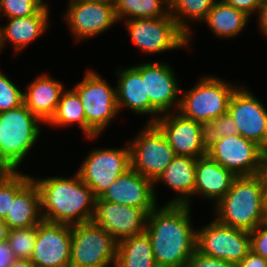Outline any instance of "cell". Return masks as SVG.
Returning <instances> with one entry per match:
<instances>
[{"instance_id": "cell-35", "label": "cell", "mask_w": 267, "mask_h": 267, "mask_svg": "<svg viewBox=\"0 0 267 267\" xmlns=\"http://www.w3.org/2000/svg\"><path fill=\"white\" fill-rule=\"evenodd\" d=\"M40 9L33 0H0V17H27L35 15Z\"/></svg>"}, {"instance_id": "cell-12", "label": "cell", "mask_w": 267, "mask_h": 267, "mask_svg": "<svg viewBox=\"0 0 267 267\" xmlns=\"http://www.w3.org/2000/svg\"><path fill=\"white\" fill-rule=\"evenodd\" d=\"M133 67L145 79L146 95L151 105L161 115L177 112L181 89L173 67L162 61L142 62Z\"/></svg>"}, {"instance_id": "cell-28", "label": "cell", "mask_w": 267, "mask_h": 267, "mask_svg": "<svg viewBox=\"0 0 267 267\" xmlns=\"http://www.w3.org/2000/svg\"><path fill=\"white\" fill-rule=\"evenodd\" d=\"M114 267H157L146 232L118 241Z\"/></svg>"}, {"instance_id": "cell-1", "label": "cell", "mask_w": 267, "mask_h": 267, "mask_svg": "<svg viewBox=\"0 0 267 267\" xmlns=\"http://www.w3.org/2000/svg\"><path fill=\"white\" fill-rule=\"evenodd\" d=\"M191 210L189 205L165 204L148 213L145 232L157 267H185L196 251Z\"/></svg>"}, {"instance_id": "cell-19", "label": "cell", "mask_w": 267, "mask_h": 267, "mask_svg": "<svg viewBox=\"0 0 267 267\" xmlns=\"http://www.w3.org/2000/svg\"><path fill=\"white\" fill-rule=\"evenodd\" d=\"M154 123L163 132L176 156L199 158L207 154L201 143L199 122L175 111L162 114Z\"/></svg>"}, {"instance_id": "cell-23", "label": "cell", "mask_w": 267, "mask_h": 267, "mask_svg": "<svg viewBox=\"0 0 267 267\" xmlns=\"http://www.w3.org/2000/svg\"><path fill=\"white\" fill-rule=\"evenodd\" d=\"M236 177L207 154L201 156L196 161L194 196L201 195L204 199L213 200L215 205L230 190Z\"/></svg>"}, {"instance_id": "cell-18", "label": "cell", "mask_w": 267, "mask_h": 267, "mask_svg": "<svg viewBox=\"0 0 267 267\" xmlns=\"http://www.w3.org/2000/svg\"><path fill=\"white\" fill-rule=\"evenodd\" d=\"M116 204L137 207L151 212L157 205L154 183L130 167L99 197Z\"/></svg>"}, {"instance_id": "cell-33", "label": "cell", "mask_w": 267, "mask_h": 267, "mask_svg": "<svg viewBox=\"0 0 267 267\" xmlns=\"http://www.w3.org/2000/svg\"><path fill=\"white\" fill-rule=\"evenodd\" d=\"M36 237L37 226L9 230L7 242L16 259L30 260Z\"/></svg>"}, {"instance_id": "cell-32", "label": "cell", "mask_w": 267, "mask_h": 267, "mask_svg": "<svg viewBox=\"0 0 267 267\" xmlns=\"http://www.w3.org/2000/svg\"><path fill=\"white\" fill-rule=\"evenodd\" d=\"M32 178L18 170H0V219L4 220L10 211L11 197Z\"/></svg>"}, {"instance_id": "cell-27", "label": "cell", "mask_w": 267, "mask_h": 267, "mask_svg": "<svg viewBox=\"0 0 267 267\" xmlns=\"http://www.w3.org/2000/svg\"><path fill=\"white\" fill-rule=\"evenodd\" d=\"M51 127H68L69 125H78L85 139L95 140L98 134L87 124L85 112L78 94L72 89H65L60 97L56 111L52 118L46 123Z\"/></svg>"}, {"instance_id": "cell-42", "label": "cell", "mask_w": 267, "mask_h": 267, "mask_svg": "<svg viewBox=\"0 0 267 267\" xmlns=\"http://www.w3.org/2000/svg\"><path fill=\"white\" fill-rule=\"evenodd\" d=\"M257 176L261 180H267V145L261 147L260 150L259 170Z\"/></svg>"}, {"instance_id": "cell-26", "label": "cell", "mask_w": 267, "mask_h": 267, "mask_svg": "<svg viewBox=\"0 0 267 267\" xmlns=\"http://www.w3.org/2000/svg\"><path fill=\"white\" fill-rule=\"evenodd\" d=\"M250 16L228 5L224 0H216L203 21L216 37L230 39L242 33Z\"/></svg>"}, {"instance_id": "cell-29", "label": "cell", "mask_w": 267, "mask_h": 267, "mask_svg": "<svg viewBox=\"0 0 267 267\" xmlns=\"http://www.w3.org/2000/svg\"><path fill=\"white\" fill-rule=\"evenodd\" d=\"M216 0H169V13L178 27L188 36V47L192 42L191 21L203 22ZM189 21V22H188Z\"/></svg>"}, {"instance_id": "cell-43", "label": "cell", "mask_w": 267, "mask_h": 267, "mask_svg": "<svg viewBox=\"0 0 267 267\" xmlns=\"http://www.w3.org/2000/svg\"><path fill=\"white\" fill-rule=\"evenodd\" d=\"M8 232V225L2 219H0V244L7 241Z\"/></svg>"}, {"instance_id": "cell-11", "label": "cell", "mask_w": 267, "mask_h": 267, "mask_svg": "<svg viewBox=\"0 0 267 267\" xmlns=\"http://www.w3.org/2000/svg\"><path fill=\"white\" fill-rule=\"evenodd\" d=\"M130 167V147L127 143L122 148L92 149L76 172L99 198Z\"/></svg>"}, {"instance_id": "cell-16", "label": "cell", "mask_w": 267, "mask_h": 267, "mask_svg": "<svg viewBox=\"0 0 267 267\" xmlns=\"http://www.w3.org/2000/svg\"><path fill=\"white\" fill-rule=\"evenodd\" d=\"M260 150L256 142L237 134L219 139L207 155L236 176H253L259 170Z\"/></svg>"}, {"instance_id": "cell-40", "label": "cell", "mask_w": 267, "mask_h": 267, "mask_svg": "<svg viewBox=\"0 0 267 267\" xmlns=\"http://www.w3.org/2000/svg\"><path fill=\"white\" fill-rule=\"evenodd\" d=\"M13 251L10 249L8 242L5 241L0 244V267H9L15 260Z\"/></svg>"}, {"instance_id": "cell-22", "label": "cell", "mask_w": 267, "mask_h": 267, "mask_svg": "<svg viewBox=\"0 0 267 267\" xmlns=\"http://www.w3.org/2000/svg\"><path fill=\"white\" fill-rule=\"evenodd\" d=\"M197 158L190 156H176L154 182V194L157 200L155 184L163 182L176 195L166 204L189 205L194 196L195 173Z\"/></svg>"}, {"instance_id": "cell-10", "label": "cell", "mask_w": 267, "mask_h": 267, "mask_svg": "<svg viewBox=\"0 0 267 267\" xmlns=\"http://www.w3.org/2000/svg\"><path fill=\"white\" fill-rule=\"evenodd\" d=\"M251 250L250 233L213 218L196 229V251L237 265Z\"/></svg>"}, {"instance_id": "cell-36", "label": "cell", "mask_w": 267, "mask_h": 267, "mask_svg": "<svg viewBox=\"0 0 267 267\" xmlns=\"http://www.w3.org/2000/svg\"><path fill=\"white\" fill-rule=\"evenodd\" d=\"M249 233L251 238V250L267 261V221L265 220Z\"/></svg>"}, {"instance_id": "cell-24", "label": "cell", "mask_w": 267, "mask_h": 267, "mask_svg": "<svg viewBox=\"0 0 267 267\" xmlns=\"http://www.w3.org/2000/svg\"><path fill=\"white\" fill-rule=\"evenodd\" d=\"M63 83L47 74L36 76L24 91V104L46 124L54 115L62 92L66 89Z\"/></svg>"}, {"instance_id": "cell-5", "label": "cell", "mask_w": 267, "mask_h": 267, "mask_svg": "<svg viewBox=\"0 0 267 267\" xmlns=\"http://www.w3.org/2000/svg\"><path fill=\"white\" fill-rule=\"evenodd\" d=\"M193 88L182 91L178 111L183 117L197 122L214 120L228 113L230 99L240 86L215 76L199 78ZM224 80V81H223Z\"/></svg>"}, {"instance_id": "cell-3", "label": "cell", "mask_w": 267, "mask_h": 267, "mask_svg": "<svg viewBox=\"0 0 267 267\" xmlns=\"http://www.w3.org/2000/svg\"><path fill=\"white\" fill-rule=\"evenodd\" d=\"M213 208L214 218L222 224L253 231L266 220L261 179L257 175L237 176L230 190Z\"/></svg>"}, {"instance_id": "cell-47", "label": "cell", "mask_w": 267, "mask_h": 267, "mask_svg": "<svg viewBox=\"0 0 267 267\" xmlns=\"http://www.w3.org/2000/svg\"><path fill=\"white\" fill-rule=\"evenodd\" d=\"M33 1L36 2L42 9L50 11L47 2L46 3L43 2L44 0H33Z\"/></svg>"}, {"instance_id": "cell-30", "label": "cell", "mask_w": 267, "mask_h": 267, "mask_svg": "<svg viewBox=\"0 0 267 267\" xmlns=\"http://www.w3.org/2000/svg\"><path fill=\"white\" fill-rule=\"evenodd\" d=\"M118 21L160 18L169 14V0H114Z\"/></svg>"}, {"instance_id": "cell-8", "label": "cell", "mask_w": 267, "mask_h": 267, "mask_svg": "<svg viewBox=\"0 0 267 267\" xmlns=\"http://www.w3.org/2000/svg\"><path fill=\"white\" fill-rule=\"evenodd\" d=\"M128 144L131 167L153 183L176 157L160 128L148 121Z\"/></svg>"}, {"instance_id": "cell-2", "label": "cell", "mask_w": 267, "mask_h": 267, "mask_svg": "<svg viewBox=\"0 0 267 267\" xmlns=\"http://www.w3.org/2000/svg\"><path fill=\"white\" fill-rule=\"evenodd\" d=\"M33 177L43 220L70 226L92 221L96 197L77 172L72 177Z\"/></svg>"}, {"instance_id": "cell-17", "label": "cell", "mask_w": 267, "mask_h": 267, "mask_svg": "<svg viewBox=\"0 0 267 267\" xmlns=\"http://www.w3.org/2000/svg\"><path fill=\"white\" fill-rule=\"evenodd\" d=\"M147 217L144 209L96 198L92 222L105 229L118 242L144 233Z\"/></svg>"}, {"instance_id": "cell-13", "label": "cell", "mask_w": 267, "mask_h": 267, "mask_svg": "<svg viewBox=\"0 0 267 267\" xmlns=\"http://www.w3.org/2000/svg\"><path fill=\"white\" fill-rule=\"evenodd\" d=\"M63 20L75 39V43L106 32L118 23L114 2L88 3L69 1Z\"/></svg>"}, {"instance_id": "cell-45", "label": "cell", "mask_w": 267, "mask_h": 267, "mask_svg": "<svg viewBox=\"0 0 267 267\" xmlns=\"http://www.w3.org/2000/svg\"><path fill=\"white\" fill-rule=\"evenodd\" d=\"M263 207L267 216V180H261Z\"/></svg>"}, {"instance_id": "cell-34", "label": "cell", "mask_w": 267, "mask_h": 267, "mask_svg": "<svg viewBox=\"0 0 267 267\" xmlns=\"http://www.w3.org/2000/svg\"><path fill=\"white\" fill-rule=\"evenodd\" d=\"M24 104V92L0 71V112L18 108Z\"/></svg>"}, {"instance_id": "cell-31", "label": "cell", "mask_w": 267, "mask_h": 267, "mask_svg": "<svg viewBox=\"0 0 267 267\" xmlns=\"http://www.w3.org/2000/svg\"><path fill=\"white\" fill-rule=\"evenodd\" d=\"M199 128L201 143L206 151L219 139L238 134V128L229 113L214 120L200 121Z\"/></svg>"}, {"instance_id": "cell-44", "label": "cell", "mask_w": 267, "mask_h": 267, "mask_svg": "<svg viewBox=\"0 0 267 267\" xmlns=\"http://www.w3.org/2000/svg\"><path fill=\"white\" fill-rule=\"evenodd\" d=\"M9 267H35L31 260L15 259Z\"/></svg>"}, {"instance_id": "cell-14", "label": "cell", "mask_w": 267, "mask_h": 267, "mask_svg": "<svg viewBox=\"0 0 267 267\" xmlns=\"http://www.w3.org/2000/svg\"><path fill=\"white\" fill-rule=\"evenodd\" d=\"M240 85L233 93L228 113L238 128V134L256 142L259 146L267 145V109L245 86Z\"/></svg>"}, {"instance_id": "cell-21", "label": "cell", "mask_w": 267, "mask_h": 267, "mask_svg": "<svg viewBox=\"0 0 267 267\" xmlns=\"http://www.w3.org/2000/svg\"><path fill=\"white\" fill-rule=\"evenodd\" d=\"M49 15L50 11L41 8L32 16L7 18L8 23L3 24L4 27L0 25V53L8 42L12 43L14 54L27 48L30 42L41 37L49 29Z\"/></svg>"}, {"instance_id": "cell-37", "label": "cell", "mask_w": 267, "mask_h": 267, "mask_svg": "<svg viewBox=\"0 0 267 267\" xmlns=\"http://www.w3.org/2000/svg\"><path fill=\"white\" fill-rule=\"evenodd\" d=\"M185 267H236V265L195 251Z\"/></svg>"}, {"instance_id": "cell-6", "label": "cell", "mask_w": 267, "mask_h": 267, "mask_svg": "<svg viewBox=\"0 0 267 267\" xmlns=\"http://www.w3.org/2000/svg\"><path fill=\"white\" fill-rule=\"evenodd\" d=\"M133 44L143 54H158L189 48L188 36L169 13L160 18L130 19L123 22Z\"/></svg>"}, {"instance_id": "cell-46", "label": "cell", "mask_w": 267, "mask_h": 267, "mask_svg": "<svg viewBox=\"0 0 267 267\" xmlns=\"http://www.w3.org/2000/svg\"><path fill=\"white\" fill-rule=\"evenodd\" d=\"M69 1L88 2V3L114 2V0H69Z\"/></svg>"}, {"instance_id": "cell-38", "label": "cell", "mask_w": 267, "mask_h": 267, "mask_svg": "<svg viewBox=\"0 0 267 267\" xmlns=\"http://www.w3.org/2000/svg\"><path fill=\"white\" fill-rule=\"evenodd\" d=\"M228 5L245 12L247 15L258 14L259 8L264 2L263 0H224Z\"/></svg>"}, {"instance_id": "cell-7", "label": "cell", "mask_w": 267, "mask_h": 267, "mask_svg": "<svg viewBox=\"0 0 267 267\" xmlns=\"http://www.w3.org/2000/svg\"><path fill=\"white\" fill-rule=\"evenodd\" d=\"M70 267H112L118 242L92 221L71 226Z\"/></svg>"}, {"instance_id": "cell-15", "label": "cell", "mask_w": 267, "mask_h": 267, "mask_svg": "<svg viewBox=\"0 0 267 267\" xmlns=\"http://www.w3.org/2000/svg\"><path fill=\"white\" fill-rule=\"evenodd\" d=\"M71 226L42 220L37 225V237L31 262L38 267H70Z\"/></svg>"}, {"instance_id": "cell-9", "label": "cell", "mask_w": 267, "mask_h": 267, "mask_svg": "<svg viewBox=\"0 0 267 267\" xmlns=\"http://www.w3.org/2000/svg\"><path fill=\"white\" fill-rule=\"evenodd\" d=\"M72 89L81 100L87 124L100 136L120 114L116 101V87L110 86L98 72L87 69L82 81Z\"/></svg>"}, {"instance_id": "cell-41", "label": "cell", "mask_w": 267, "mask_h": 267, "mask_svg": "<svg viewBox=\"0 0 267 267\" xmlns=\"http://www.w3.org/2000/svg\"><path fill=\"white\" fill-rule=\"evenodd\" d=\"M258 28L261 34L267 38V1H264L258 11Z\"/></svg>"}, {"instance_id": "cell-39", "label": "cell", "mask_w": 267, "mask_h": 267, "mask_svg": "<svg viewBox=\"0 0 267 267\" xmlns=\"http://www.w3.org/2000/svg\"><path fill=\"white\" fill-rule=\"evenodd\" d=\"M236 267H267V261L252 250L236 265Z\"/></svg>"}, {"instance_id": "cell-20", "label": "cell", "mask_w": 267, "mask_h": 267, "mask_svg": "<svg viewBox=\"0 0 267 267\" xmlns=\"http://www.w3.org/2000/svg\"><path fill=\"white\" fill-rule=\"evenodd\" d=\"M118 82L116 87V101L118 111L128 108L138 115H148L149 123H154L161 114L151 105L146 95L145 79L133 67L117 68Z\"/></svg>"}, {"instance_id": "cell-4", "label": "cell", "mask_w": 267, "mask_h": 267, "mask_svg": "<svg viewBox=\"0 0 267 267\" xmlns=\"http://www.w3.org/2000/svg\"><path fill=\"white\" fill-rule=\"evenodd\" d=\"M42 121L25 104L0 112V170H18L41 134Z\"/></svg>"}, {"instance_id": "cell-25", "label": "cell", "mask_w": 267, "mask_h": 267, "mask_svg": "<svg viewBox=\"0 0 267 267\" xmlns=\"http://www.w3.org/2000/svg\"><path fill=\"white\" fill-rule=\"evenodd\" d=\"M42 220L39 189L31 178L16 197H11L10 211L3 221L11 230L37 226Z\"/></svg>"}]
</instances>
